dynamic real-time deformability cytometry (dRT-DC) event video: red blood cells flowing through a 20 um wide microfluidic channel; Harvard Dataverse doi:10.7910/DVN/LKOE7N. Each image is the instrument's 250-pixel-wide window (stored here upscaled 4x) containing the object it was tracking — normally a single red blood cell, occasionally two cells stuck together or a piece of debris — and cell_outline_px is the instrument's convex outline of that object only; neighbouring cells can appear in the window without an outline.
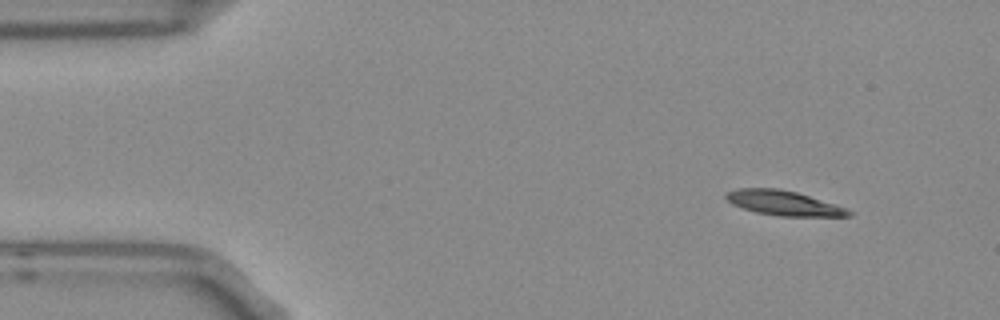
{"species": "Egyptian fruit bat (a non-hibernating species)", "species_latin": "Rousettus aegyptiacus", "temperature_condition": "room temperature", "stored_images_in_passage": 5, "camera_frame_rate_fps": 3000, "um_per_image_px": 0.085, "frame": {"image": 1, "passage_image": 1, "time_ms": 0.0, "image_size_px": [1000, 320], "cell_outline_px": [[852, 216], [780, 216], [756, 212], [732, 204], [724, 196], [724, 192], [736, 188], [780, 188], [796, 192], [836, 204], [848, 208], [852, 212]], "centroid_in_image_um": [66.6, 17.25], "position_along_channel_um": 18.4, "area_um2": 17.74}}
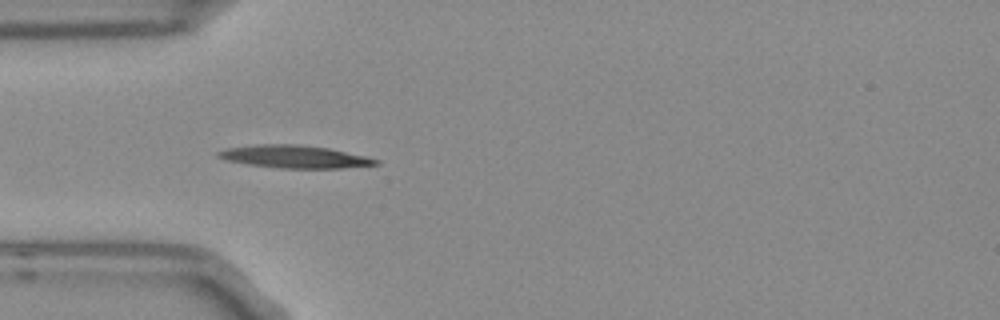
{"frame": {"image": 2, "passage_image": 4, "time_ms": 1.0, "image_size_px": [1000, 320], "cell_outline_px": [[380, 164], [340, 168], [280, 168], [248, 164], [228, 160], [216, 156], [216, 152], [228, 148], [256, 144], [296, 144], [328, 148], [364, 156], [380, 160]], "centroid_in_image_um": [25.03, 13.31], "position_along_channel_um": 60.0, "area_um2": 20.58}}
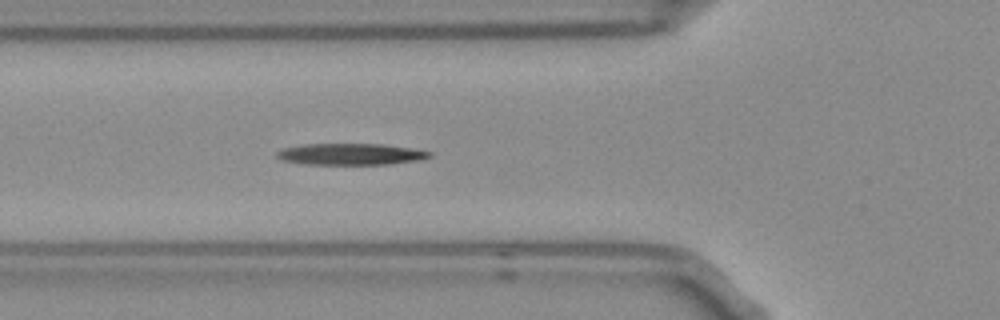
{"frame": {"image": 3, "passage_image": 5, "time_ms": 1.333, "image_size_px": [1000, 320], "cell_outline_px": [[432, 156], [420, 160], [392, 164], [304, 164], [280, 160], [276, 156], [276, 152], [284, 148], [304, 144], [380, 144], [412, 148], [432, 152]], "centroid_in_image_um": [29.81, 13.11], "position_along_channel_um": 96.0, "area_um2": 19.13}}